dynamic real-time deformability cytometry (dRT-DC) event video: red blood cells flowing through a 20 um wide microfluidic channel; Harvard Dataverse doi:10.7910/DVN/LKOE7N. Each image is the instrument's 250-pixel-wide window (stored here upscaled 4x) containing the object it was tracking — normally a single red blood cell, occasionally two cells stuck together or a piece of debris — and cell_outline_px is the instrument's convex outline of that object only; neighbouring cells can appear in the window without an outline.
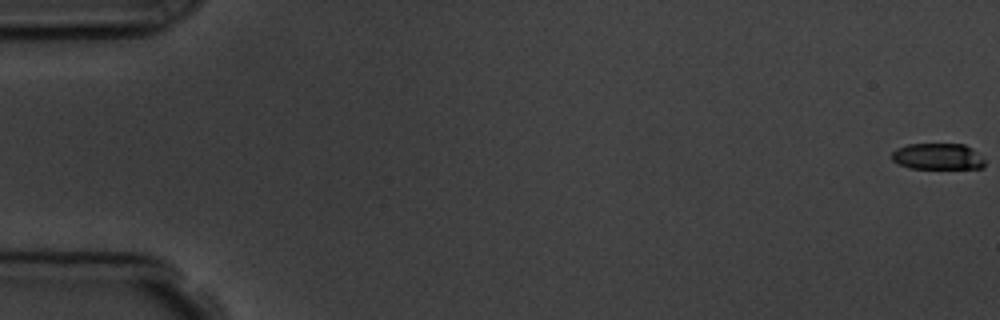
{"species": "common noctule bat (a hibernating species)", "species_latin": "Nyctalus noctula", "temperature_condition": "room temperature", "stored_images_in_passage": 6, "camera_frame_rate_fps": 3000, "um_per_image_px": 0.085, "animal": {"sex": "male", "body_mass_g": 19.5, "forearm_length_mm": 54.6}, "frame": {"image": 1, "passage_image": 1, "time_ms": 0.0, "image_size_px": [1000, 320], "cell_outline_px": [[984, 168], [908, 168], [892, 160], [892, 152], [896, 148], [908, 144], [964, 144], [972, 148], [984, 160]], "centroid_in_image_um": [79.69, 13.3], "position_along_channel_um": 5.3, "area_um2": 14.16}}
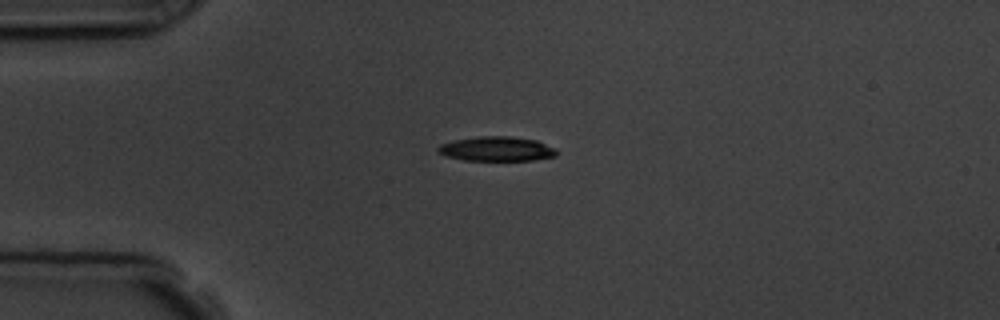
{"frame": {"image": 2, "passage_image": 5, "time_ms": 4.667, "image_size_px": [1000, 320], "cell_outline_px": [[556, 156], [532, 160], [464, 160], [444, 156], [436, 152], [436, 148], [440, 144], [452, 140], [480, 136], [512, 136], [536, 140], [556, 148]], "centroid_in_image_um": [42.16, 12.65], "position_along_channel_um": 42.8, "area_um2": 17.11}}